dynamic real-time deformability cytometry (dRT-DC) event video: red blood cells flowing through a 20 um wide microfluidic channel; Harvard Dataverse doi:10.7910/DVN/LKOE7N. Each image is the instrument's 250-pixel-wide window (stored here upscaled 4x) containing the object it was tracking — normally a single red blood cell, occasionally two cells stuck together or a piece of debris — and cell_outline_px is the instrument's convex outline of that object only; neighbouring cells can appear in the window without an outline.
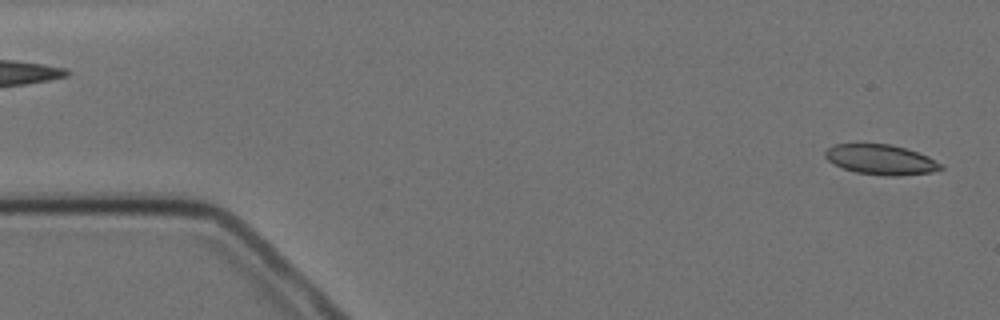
{"species": "Egyptian fruit bat (a non-hibernating species)", "species_latin": "Rousettus aegyptiacus", "temperature_condition": "cold", "stored_images_in_passage": 3, "segment_of_instrument_passage": [2, 2], "camera_frame_rate_fps": 3000, "um_per_image_px": 0.085, "animal": {"sex": "female"}, "frame": {"image": 1, "passage_image": 3, "time_ms": 2.333, "image_size_px": [1000, 320], "cell_outline_px": [[944, 168], [932, 172], [900, 176], [884, 176], [856, 172], [832, 164], [824, 156], [824, 152], [828, 148], [836, 144], [892, 144], [928, 156], [944, 164]], "centroid_in_image_um": [74.89, 13.58], "position_along_channel_um": 10.1, "area_um2": 20.35}}